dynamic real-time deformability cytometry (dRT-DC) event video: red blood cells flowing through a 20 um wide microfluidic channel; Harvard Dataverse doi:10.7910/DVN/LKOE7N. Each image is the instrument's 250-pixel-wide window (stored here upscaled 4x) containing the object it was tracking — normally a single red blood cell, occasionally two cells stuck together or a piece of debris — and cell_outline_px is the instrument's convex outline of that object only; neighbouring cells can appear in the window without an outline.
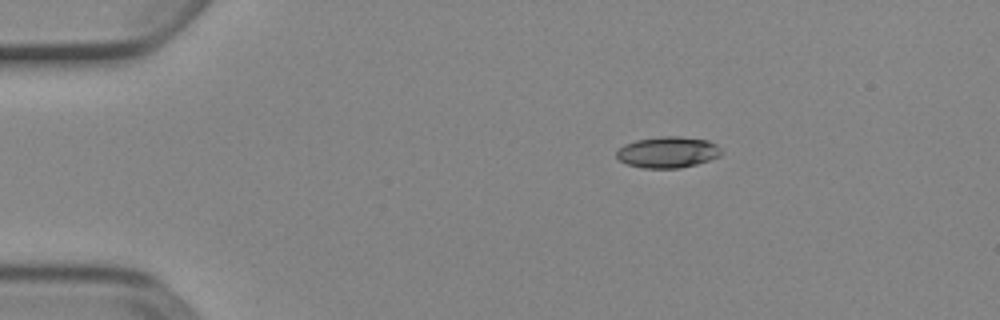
{"species": "Egyptian fruit bat (a non-hibernating species)", "species_latin": "Rousettus aegyptiacus", "temperature_condition": "cold", "stored_images_in_passage": 3, "camera_frame_rate_fps": 3000, "um_per_image_px": 0.085, "animal": {"sex": "female"}, "frame": {"image": 1, "passage_image": 1, "time_ms": 0.0, "image_size_px": [1000, 320], "cell_outline_px": [[724, 152], [720, 156], [696, 164], [680, 168], [644, 168], [628, 164], [620, 160], [616, 156], [616, 152], [624, 144], [636, 140], [660, 136], [680, 136], [708, 140], [716, 144]], "centroid_in_image_um": [56.78, 12.93], "position_along_channel_um": 28.2, "area_um2": 19.07}}
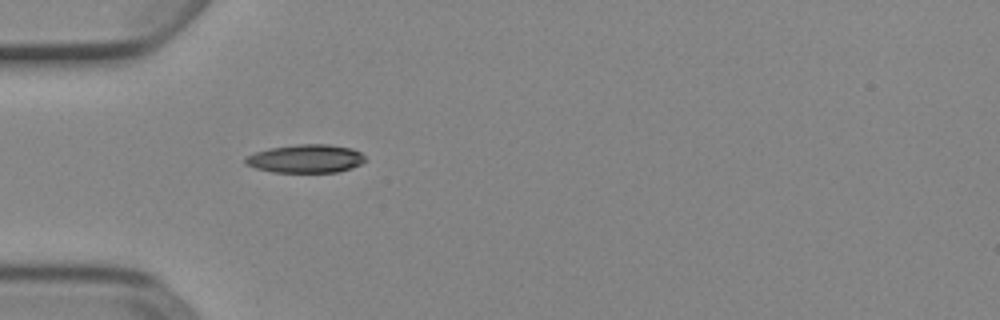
{"frame": {"image": 2, "passage_image": 3, "time_ms": 0.667, "image_size_px": [1000, 320], "cell_outline_px": [[364, 160], [360, 164], [352, 168], [336, 172], [272, 172], [256, 168], [244, 164], [244, 160], [248, 156], [256, 152], [268, 148], [296, 144], [328, 144], [352, 148], [360, 152], [364, 156]], "centroid_in_image_um": [25.97, 13.48], "position_along_channel_um": 59.0, "area_um2": 19.77}}